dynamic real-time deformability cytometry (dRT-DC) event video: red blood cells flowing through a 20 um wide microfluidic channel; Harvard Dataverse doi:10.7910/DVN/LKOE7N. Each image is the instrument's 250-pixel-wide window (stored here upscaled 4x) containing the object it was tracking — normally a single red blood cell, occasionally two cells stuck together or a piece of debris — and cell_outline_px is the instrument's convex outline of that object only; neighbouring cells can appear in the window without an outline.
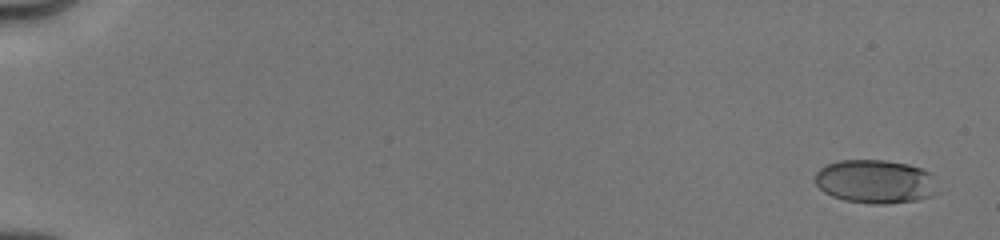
{"species": "human", "species_latin": "Homo sapiens", "temperature_condition": "cold", "stored_images_in_passage": 46, "camera_frame_rate_fps": 3000, "um_per_image_px": 0.085, "donor": {"sex": "male"}, "frame": {"image": 1, "passage_image": 1, "time_ms": 0.0, "image_size_px": [1000, 240], "cell_outline_px": [[940, 192], [932, 196], [916, 200], [888, 204], [868, 204], [844, 200], [832, 196], [824, 192], [816, 184], [816, 172], [820, 168], [828, 164], [840, 160], [884, 160], [908, 164], [932, 172], [936, 176]], "centroid_in_image_um": [74.49, 15.44], "position_along_channel_um": 10.5, "area_um2": 31.73}}
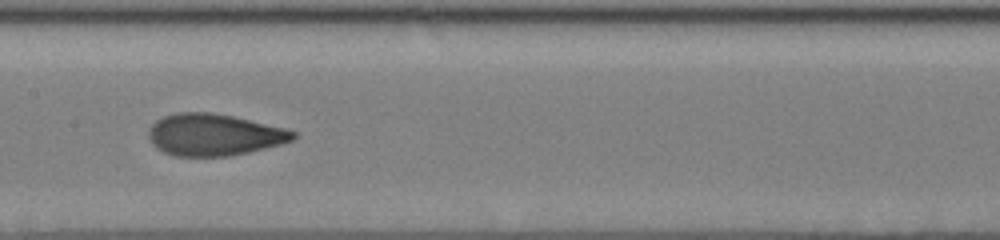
{"frame": {"image": 2, "passage_image": 21, "time_ms": 9.0, "image_size_px": [1000, 240], "cell_outline_px": [[296, 136], [292, 140], [280, 144], [232, 156], [176, 156], [164, 152], [156, 148], [148, 140], [148, 128], [156, 120], [164, 116], [176, 112], [212, 112], [232, 116], [288, 128], [296, 132]], "centroid_in_image_um": [18.17, 11.45], "position_along_channel_um": 189.2, "area_um2": 35.43}}
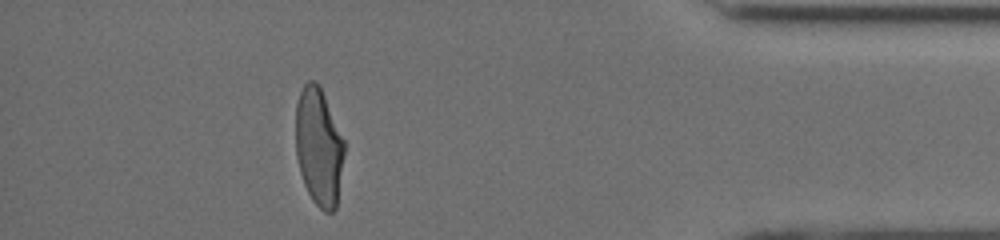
{"frame": {"image": 3, "passage_image": 38, "time_ms": 15.333, "image_size_px": [1000, 240], "cell_outline_px": [[344, 156], [336, 208], [332, 212], [324, 212], [312, 200], [304, 184], [300, 172], [296, 156], [296, 104], [300, 92], [304, 84], [308, 80], [316, 80], [320, 84], [344, 140]], "centroid_in_image_um": [27.09, 12.46], "position_along_channel_um": 408.1, "area_um2": 33.52}, "authors_computed_cell_mechanics": {"area_um2": 34.0442, "velocity_mm_per_s": 4.036, "shape_relaxation_time_tau1_ms": 5.2415, "shape_relaxation_time_tau2_ms": 0.9634, "deformation_change_tau1": 0.2161, "deformation_change_tau2": 0.0679}}